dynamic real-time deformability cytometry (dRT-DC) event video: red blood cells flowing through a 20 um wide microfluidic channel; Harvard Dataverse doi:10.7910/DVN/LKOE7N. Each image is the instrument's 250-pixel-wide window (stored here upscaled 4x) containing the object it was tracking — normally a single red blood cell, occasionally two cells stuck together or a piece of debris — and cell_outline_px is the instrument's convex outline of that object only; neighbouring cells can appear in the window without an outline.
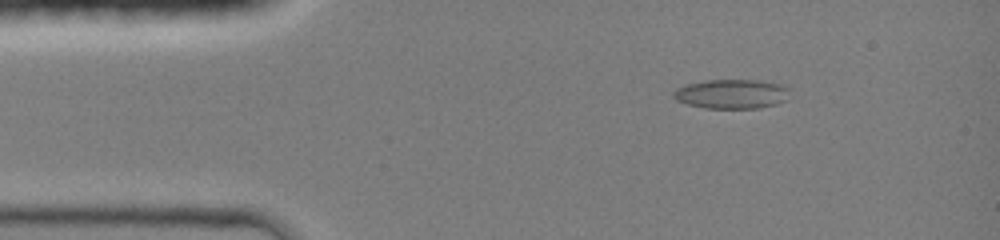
{"species": "common noctule bat (a hibernating species)", "species_latin": "Nyctalus noctula", "temperature_condition": "room temperature", "stored_images_in_passage": 43, "camera_frame_rate_fps": 3000, "um_per_image_px": 0.085, "animal": {"sex": "female", "body_mass_g": 19.0, "forearm_length_mm": 51.5}, "frame": {"image": 1, "passage_image": 5, "time_ms": 1.333, "image_size_px": [1000, 240], "cell_outline_px": [[792, 88], [788, 100], [776, 104], [760, 108], [704, 108], [688, 104], [676, 100], [672, 96], [672, 92], [676, 88], [684, 84], [704, 80], [756, 80], [784, 84]], "centroid_in_image_um": [62.23, 7.98], "position_along_channel_um": 22.8, "area_um2": 20.4}}
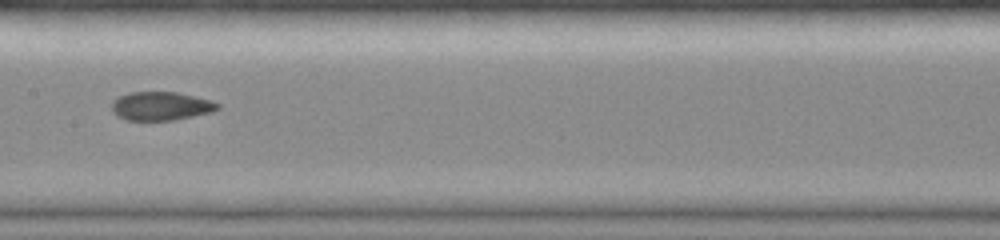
{"frame": {"image": 2, "passage_image": 21, "time_ms": 6.667, "image_size_px": [1000, 240], "cell_outline_px": [[220, 108], [212, 112], [172, 120], [128, 120], [116, 116], [112, 112], [112, 100], [128, 92], [176, 92], [212, 100], [220, 104]], "centroid_in_image_um": [13.67, 9.01], "position_along_channel_um": 193.7, "area_um2": 17.69}}
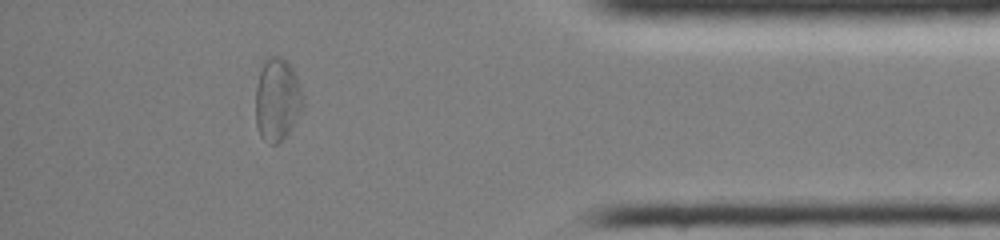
{"frame": {"image": 3, "passage_image": 38, "time_ms": 12.333, "image_size_px": [1000, 240], "cell_outline_px": [[304, 104], [300, 112], [288, 132], [276, 144], [272, 144], [264, 140], [260, 136], [256, 124], [256, 84], [264, 56], [280, 56], [292, 68], [296, 76], [304, 96]], "centroid_in_image_um": [23.54, 8.42], "position_along_channel_um": 411.7, "area_um2": 22.83}, "authors_computed_cell_mechanics": {"area_um2": 18.7272, "velocity_mm_per_s": 4.2711, "shape_relaxation_time_tau1_ms": null, "shape_relaxation_time_tau2_ms": 1.6184, "deformation_change_tau1": null, "deformation_change_tau2": 0.0653}}